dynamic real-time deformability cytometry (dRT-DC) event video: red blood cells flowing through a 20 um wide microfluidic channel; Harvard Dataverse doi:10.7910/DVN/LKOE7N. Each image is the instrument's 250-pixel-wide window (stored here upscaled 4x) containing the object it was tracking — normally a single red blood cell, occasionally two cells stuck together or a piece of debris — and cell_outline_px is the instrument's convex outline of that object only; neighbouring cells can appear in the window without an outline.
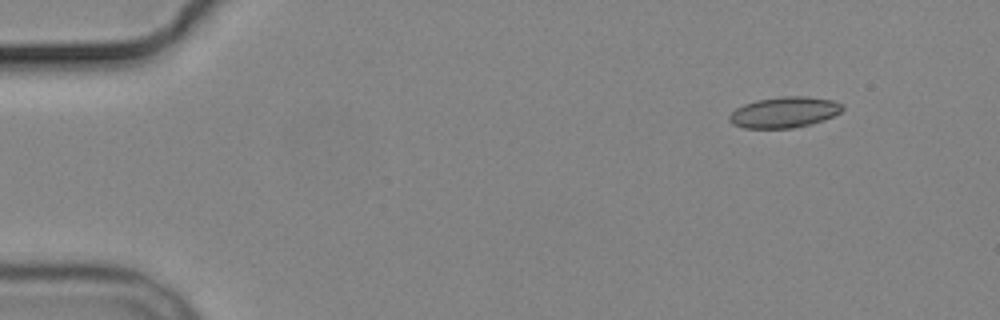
{"species": "common noctule bat (a hibernating species)", "species_latin": "Nyctalus noctula", "temperature_condition": "cold", "stored_images_in_passage": 5, "camera_frame_rate_fps": 3000, "um_per_image_px": 0.085, "animal": {"sex": "male", "body_mass_g": 19.2, "forearm_length_mm": 51.8}, "frame": {"image": 1, "passage_image": 2, "time_ms": 1.0, "image_size_px": [1000, 320], "cell_outline_px": [[844, 108], [840, 112], [824, 120], [812, 124], [792, 128], [744, 128], [732, 124], [728, 120], [728, 116], [736, 108], [744, 104], [756, 100], [780, 96], [804, 96], [832, 100], [844, 104]], "centroid_in_image_um": [66.66, 9.54], "position_along_channel_um": 18.3, "area_um2": 20.46}}
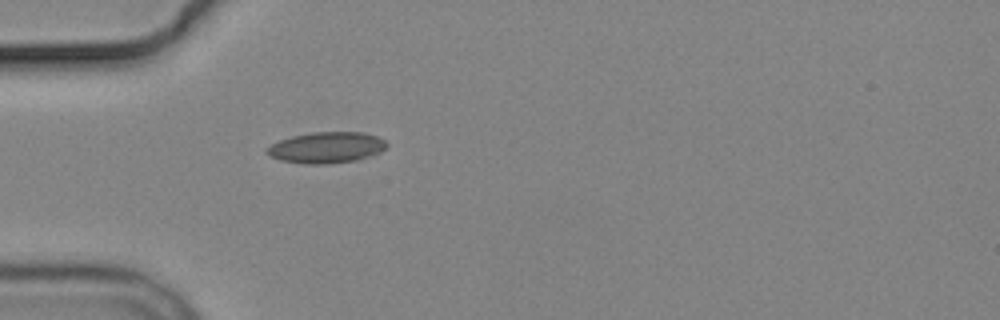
{"frame": {"image": 2, "passage_image": 5, "time_ms": 4.667, "image_size_px": [1000, 320], "cell_outline_px": [[388, 144], [380, 152], [356, 160], [328, 164], [304, 164], [280, 160], [268, 156], [264, 152], [264, 148], [280, 140], [292, 136], [312, 132], [364, 132], [376, 136], [384, 140]], "centroid_in_image_um": [27.69, 12.54], "position_along_channel_um": 57.3, "area_um2": 21.79}}